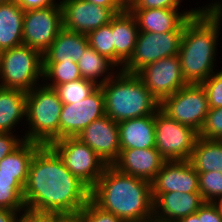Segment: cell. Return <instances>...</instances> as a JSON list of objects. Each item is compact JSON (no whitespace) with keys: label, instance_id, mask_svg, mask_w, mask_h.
Returning <instances> with one entry per match:
<instances>
[{"label":"cell","instance_id":"obj_39","mask_svg":"<svg viewBox=\"0 0 222 222\" xmlns=\"http://www.w3.org/2000/svg\"><path fill=\"white\" fill-rule=\"evenodd\" d=\"M201 222H222V215L216 210L211 202L204 204L196 211Z\"/></svg>","mask_w":222,"mask_h":222},{"label":"cell","instance_id":"obj_16","mask_svg":"<svg viewBox=\"0 0 222 222\" xmlns=\"http://www.w3.org/2000/svg\"><path fill=\"white\" fill-rule=\"evenodd\" d=\"M152 193H200L198 173L187 161H166L151 182Z\"/></svg>","mask_w":222,"mask_h":222},{"label":"cell","instance_id":"obj_40","mask_svg":"<svg viewBox=\"0 0 222 222\" xmlns=\"http://www.w3.org/2000/svg\"><path fill=\"white\" fill-rule=\"evenodd\" d=\"M15 2L26 11L48 7L54 3V0H15Z\"/></svg>","mask_w":222,"mask_h":222},{"label":"cell","instance_id":"obj_38","mask_svg":"<svg viewBox=\"0 0 222 222\" xmlns=\"http://www.w3.org/2000/svg\"><path fill=\"white\" fill-rule=\"evenodd\" d=\"M23 141V138L18 139L12 133L0 132V161L14 151Z\"/></svg>","mask_w":222,"mask_h":222},{"label":"cell","instance_id":"obj_24","mask_svg":"<svg viewBox=\"0 0 222 222\" xmlns=\"http://www.w3.org/2000/svg\"><path fill=\"white\" fill-rule=\"evenodd\" d=\"M41 145L24 140L14 151L0 161V174L15 175V179L25 187L30 163Z\"/></svg>","mask_w":222,"mask_h":222},{"label":"cell","instance_id":"obj_31","mask_svg":"<svg viewBox=\"0 0 222 222\" xmlns=\"http://www.w3.org/2000/svg\"><path fill=\"white\" fill-rule=\"evenodd\" d=\"M88 44L99 54L115 64V46L113 43L112 20L87 35Z\"/></svg>","mask_w":222,"mask_h":222},{"label":"cell","instance_id":"obj_28","mask_svg":"<svg viewBox=\"0 0 222 222\" xmlns=\"http://www.w3.org/2000/svg\"><path fill=\"white\" fill-rule=\"evenodd\" d=\"M0 209L24 211V187L15 175L0 174Z\"/></svg>","mask_w":222,"mask_h":222},{"label":"cell","instance_id":"obj_50","mask_svg":"<svg viewBox=\"0 0 222 222\" xmlns=\"http://www.w3.org/2000/svg\"><path fill=\"white\" fill-rule=\"evenodd\" d=\"M10 1H15V0H0V3H6V2H10Z\"/></svg>","mask_w":222,"mask_h":222},{"label":"cell","instance_id":"obj_14","mask_svg":"<svg viewBox=\"0 0 222 222\" xmlns=\"http://www.w3.org/2000/svg\"><path fill=\"white\" fill-rule=\"evenodd\" d=\"M105 115L104 95L98 86L89 96L74 104H63L60 115V139L77 137L94 120Z\"/></svg>","mask_w":222,"mask_h":222},{"label":"cell","instance_id":"obj_37","mask_svg":"<svg viewBox=\"0 0 222 222\" xmlns=\"http://www.w3.org/2000/svg\"><path fill=\"white\" fill-rule=\"evenodd\" d=\"M34 222H62L68 215L57 211H39L26 208L24 210Z\"/></svg>","mask_w":222,"mask_h":222},{"label":"cell","instance_id":"obj_44","mask_svg":"<svg viewBox=\"0 0 222 222\" xmlns=\"http://www.w3.org/2000/svg\"><path fill=\"white\" fill-rule=\"evenodd\" d=\"M218 200V201H217ZM212 205L222 215V195L211 201Z\"/></svg>","mask_w":222,"mask_h":222},{"label":"cell","instance_id":"obj_41","mask_svg":"<svg viewBox=\"0 0 222 222\" xmlns=\"http://www.w3.org/2000/svg\"><path fill=\"white\" fill-rule=\"evenodd\" d=\"M17 213H20V211L0 209V222H15Z\"/></svg>","mask_w":222,"mask_h":222},{"label":"cell","instance_id":"obj_23","mask_svg":"<svg viewBox=\"0 0 222 222\" xmlns=\"http://www.w3.org/2000/svg\"><path fill=\"white\" fill-rule=\"evenodd\" d=\"M24 12L15 1L0 3V52L23 44Z\"/></svg>","mask_w":222,"mask_h":222},{"label":"cell","instance_id":"obj_48","mask_svg":"<svg viewBox=\"0 0 222 222\" xmlns=\"http://www.w3.org/2000/svg\"><path fill=\"white\" fill-rule=\"evenodd\" d=\"M145 222H171V221H164V220H161V219H158V218L152 216L151 218H149Z\"/></svg>","mask_w":222,"mask_h":222},{"label":"cell","instance_id":"obj_25","mask_svg":"<svg viewBox=\"0 0 222 222\" xmlns=\"http://www.w3.org/2000/svg\"><path fill=\"white\" fill-rule=\"evenodd\" d=\"M26 116V92L0 87V132L11 133Z\"/></svg>","mask_w":222,"mask_h":222},{"label":"cell","instance_id":"obj_11","mask_svg":"<svg viewBox=\"0 0 222 222\" xmlns=\"http://www.w3.org/2000/svg\"><path fill=\"white\" fill-rule=\"evenodd\" d=\"M62 28L60 3H53L45 8L26 10L23 19V44L43 55Z\"/></svg>","mask_w":222,"mask_h":222},{"label":"cell","instance_id":"obj_13","mask_svg":"<svg viewBox=\"0 0 222 222\" xmlns=\"http://www.w3.org/2000/svg\"><path fill=\"white\" fill-rule=\"evenodd\" d=\"M60 4L63 28L85 35L107 25L123 11L122 8H105L86 0H62Z\"/></svg>","mask_w":222,"mask_h":222},{"label":"cell","instance_id":"obj_32","mask_svg":"<svg viewBox=\"0 0 222 222\" xmlns=\"http://www.w3.org/2000/svg\"><path fill=\"white\" fill-rule=\"evenodd\" d=\"M199 192L204 202H211L222 195V173L210 171L198 173Z\"/></svg>","mask_w":222,"mask_h":222},{"label":"cell","instance_id":"obj_19","mask_svg":"<svg viewBox=\"0 0 222 222\" xmlns=\"http://www.w3.org/2000/svg\"><path fill=\"white\" fill-rule=\"evenodd\" d=\"M179 9L129 10L134 16L140 32L166 33L175 31L187 18L193 17L200 9L177 12ZM180 13V15H179Z\"/></svg>","mask_w":222,"mask_h":222},{"label":"cell","instance_id":"obj_9","mask_svg":"<svg viewBox=\"0 0 222 222\" xmlns=\"http://www.w3.org/2000/svg\"><path fill=\"white\" fill-rule=\"evenodd\" d=\"M160 109L175 121L200 132L210 106L202 84H187L165 98Z\"/></svg>","mask_w":222,"mask_h":222},{"label":"cell","instance_id":"obj_47","mask_svg":"<svg viewBox=\"0 0 222 222\" xmlns=\"http://www.w3.org/2000/svg\"><path fill=\"white\" fill-rule=\"evenodd\" d=\"M136 0H122V9L128 10L131 5L135 3Z\"/></svg>","mask_w":222,"mask_h":222},{"label":"cell","instance_id":"obj_17","mask_svg":"<svg viewBox=\"0 0 222 222\" xmlns=\"http://www.w3.org/2000/svg\"><path fill=\"white\" fill-rule=\"evenodd\" d=\"M165 162L156 148H133L121 149L112 166L124 174L152 182Z\"/></svg>","mask_w":222,"mask_h":222},{"label":"cell","instance_id":"obj_30","mask_svg":"<svg viewBox=\"0 0 222 222\" xmlns=\"http://www.w3.org/2000/svg\"><path fill=\"white\" fill-rule=\"evenodd\" d=\"M97 87L98 85L94 82L81 78L57 85L54 89L57 91L63 104H74L85 99Z\"/></svg>","mask_w":222,"mask_h":222},{"label":"cell","instance_id":"obj_22","mask_svg":"<svg viewBox=\"0 0 222 222\" xmlns=\"http://www.w3.org/2000/svg\"><path fill=\"white\" fill-rule=\"evenodd\" d=\"M88 46V39L85 34L62 28L43 54V62L74 61L77 63Z\"/></svg>","mask_w":222,"mask_h":222},{"label":"cell","instance_id":"obj_45","mask_svg":"<svg viewBox=\"0 0 222 222\" xmlns=\"http://www.w3.org/2000/svg\"><path fill=\"white\" fill-rule=\"evenodd\" d=\"M22 214L21 216H19V219L18 217H16L15 219V222H34V220L24 211H22Z\"/></svg>","mask_w":222,"mask_h":222},{"label":"cell","instance_id":"obj_27","mask_svg":"<svg viewBox=\"0 0 222 222\" xmlns=\"http://www.w3.org/2000/svg\"><path fill=\"white\" fill-rule=\"evenodd\" d=\"M77 65L79 67L82 78L92 81L98 86H101L111 77H113L111 72L107 71L108 69L111 70V67H116V65L111 60L99 54L91 46H88L82 53L79 61L77 62ZM105 73L109 74L106 75ZM102 74H104L105 77H103V79H101L98 83L96 79L98 77L100 78V76H103Z\"/></svg>","mask_w":222,"mask_h":222},{"label":"cell","instance_id":"obj_12","mask_svg":"<svg viewBox=\"0 0 222 222\" xmlns=\"http://www.w3.org/2000/svg\"><path fill=\"white\" fill-rule=\"evenodd\" d=\"M136 75L159 103L188 84L182 75L177 55L148 64Z\"/></svg>","mask_w":222,"mask_h":222},{"label":"cell","instance_id":"obj_5","mask_svg":"<svg viewBox=\"0 0 222 222\" xmlns=\"http://www.w3.org/2000/svg\"><path fill=\"white\" fill-rule=\"evenodd\" d=\"M62 101L54 88L44 84L26 93V119L30 131L23 140L48 146L60 139Z\"/></svg>","mask_w":222,"mask_h":222},{"label":"cell","instance_id":"obj_18","mask_svg":"<svg viewBox=\"0 0 222 222\" xmlns=\"http://www.w3.org/2000/svg\"><path fill=\"white\" fill-rule=\"evenodd\" d=\"M152 197L153 216L171 222H177L181 218L196 213L204 204V200L200 193H181L175 191L152 193Z\"/></svg>","mask_w":222,"mask_h":222},{"label":"cell","instance_id":"obj_20","mask_svg":"<svg viewBox=\"0 0 222 222\" xmlns=\"http://www.w3.org/2000/svg\"><path fill=\"white\" fill-rule=\"evenodd\" d=\"M138 32L136 20L129 10H123L112 18L116 66L120 65L123 69L133 55Z\"/></svg>","mask_w":222,"mask_h":222},{"label":"cell","instance_id":"obj_49","mask_svg":"<svg viewBox=\"0 0 222 222\" xmlns=\"http://www.w3.org/2000/svg\"><path fill=\"white\" fill-rule=\"evenodd\" d=\"M122 8V0H114Z\"/></svg>","mask_w":222,"mask_h":222},{"label":"cell","instance_id":"obj_26","mask_svg":"<svg viewBox=\"0 0 222 222\" xmlns=\"http://www.w3.org/2000/svg\"><path fill=\"white\" fill-rule=\"evenodd\" d=\"M189 161L197 173L210 171L222 173V140L199 137Z\"/></svg>","mask_w":222,"mask_h":222},{"label":"cell","instance_id":"obj_4","mask_svg":"<svg viewBox=\"0 0 222 222\" xmlns=\"http://www.w3.org/2000/svg\"><path fill=\"white\" fill-rule=\"evenodd\" d=\"M115 76L100 86L104 95L105 115L112 120L119 123L154 115L160 108V103L136 74L120 69Z\"/></svg>","mask_w":222,"mask_h":222},{"label":"cell","instance_id":"obj_8","mask_svg":"<svg viewBox=\"0 0 222 222\" xmlns=\"http://www.w3.org/2000/svg\"><path fill=\"white\" fill-rule=\"evenodd\" d=\"M66 168L90 190L107 166L101 158L78 137H64L49 145Z\"/></svg>","mask_w":222,"mask_h":222},{"label":"cell","instance_id":"obj_33","mask_svg":"<svg viewBox=\"0 0 222 222\" xmlns=\"http://www.w3.org/2000/svg\"><path fill=\"white\" fill-rule=\"evenodd\" d=\"M199 137L210 140H222V107L210 108Z\"/></svg>","mask_w":222,"mask_h":222},{"label":"cell","instance_id":"obj_15","mask_svg":"<svg viewBox=\"0 0 222 222\" xmlns=\"http://www.w3.org/2000/svg\"><path fill=\"white\" fill-rule=\"evenodd\" d=\"M77 137L106 165H112L118 159L121 150L118 123L107 115L94 120Z\"/></svg>","mask_w":222,"mask_h":222},{"label":"cell","instance_id":"obj_21","mask_svg":"<svg viewBox=\"0 0 222 222\" xmlns=\"http://www.w3.org/2000/svg\"><path fill=\"white\" fill-rule=\"evenodd\" d=\"M118 129L121 149L155 148L154 115L121 121Z\"/></svg>","mask_w":222,"mask_h":222},{"label":"cell","instance_id":"obj_46","mask_svg":"<svg viewBox=\"0 0 222 222\" xmlns=\"http://www.w3.org/2000/svg\"><path fill=\"white\" fill-rule=\"evenodd\" d=\"M62 222H81L78 215H68Z\"/></svg>","mask_w":222,"mask_h":222},{"label":"cell","instance_id":"obj_29","mask_svg":"<svg viewBox=\"0 0 222 222\" xmlns=\"http://www.w3.org/2000/svg\"><path fill=\"white\" fill-rule=\"evenodd\" d=\"M43 78H46L51 83L46 86L55 88L74 80L82 78L79 67L74 61H61V62H43Z\"/></svg>","mask_w":222,"mask_h":222},{"label":"cell","instance_id":"obj_43","mask_svg":"<svg viewBox=\"0 0 222 222\" xmlns=\"http://www.w3.org/2000/svg\"><path fill=\"white\" fill-rule=\"evenodd\" d=\"M177 222H201V219H199L197 213H193L188 215L187 217L181 218Z\"/></svg>","mask_w":222,"mask_h":222},{"label":"cell","instance_id":"obj_1","mask_svg":"<svg viewBox=\"0 0 222 222\" xmlns=\"http://www.w3.org/2000/svg\"><path fill=\"white\" fill-rule=\"evenodd\" d=\"M90 191L49 145L36 150L24 187L26 208L77 215L90 200Z\"/></svg>","mask_w":222,"mask_h":222},{"label":"cell","instance_id":"obj_35","mask_svg":"<svg viewBox=\"0 0 222 222\" xmlns=\"http://www.w3.org/2000/svg\"><path fill=\"white\" fill-rule=\"evenodd\" d=\"M201 84L206 91L210 108L222 107V70L211 74Z\"/></svg>","mask_w":222,"mask_h":222},{"label":"cell","instance_id":"obj_7","mask_svg":"<svg viewBox=\"0 0 222 222\" xmlns=\"http://www.w3.org/2000/svg\"><path fill=\"white\" fill-rule=\"evenodd\" d=\"M155 148L166 161H187L199 138L194 128L170 118L160 108L154 114Z\"/></svg>","mask_w":222,"mask_h":222},{"label":"cell","instance_id":"obj_34","mask_svg":"<svg viewBox=\"0 0 222 222\" xmlns=\"http://www.w3.org/2000/svg\"><path fill=\"white\" fill-rule=\"evenodd\" d=\"M77 215L81 222H124L114 214L102 210L91 199Z\"/></svg>","mask_w":222,"mask_h":222},{"label":"cell","instance_id":"obj_10","mask_svg":"<svg viewBox=\"0 0 222 222\" xmlns=\"http://www.w3.org/2000/svg\"><path fill=\"white\" fill-rule=\"evenodd\" d=\"M185 21L173 32H138L133 55L121 69L136 74L148 64L161 58L178 55Z\"/></svg>","mask_w":222,"mask_h":222},{"label":"cell","instance_id":"obj_42","mask_svg":"<svg viewBox=\"0 0 222 222\" xmlns=\"http://www.w3.org/2000/svg\"><path fill=\"white\" fill-rule=\"evenodd\" d=\"M86 1L105 8H121L114 0H86Z\"/></svg>","mask_w":222,"mask_h":222},{"label":"cell","instance_id":"obj_6","mask_svg":"<svg viewBox=\"0 0 222 222\" xmlns=\"http://www.w3.org/2000/svg\"><path fill=\"white\" fill-rule=\"evenodd\" d=\"M0 87L28 92L43 77V55L27 45L0 52Z\"/></svg>","mask_w":222,"mask_h":222},{"label":"cell","instance_id":"obj_2","mask_svg":"<svg viewBox=\"0 0 222 222\" xmlns=\"http://www.w3.org/2000/svg\"><path fill=\"white\" fill-rule=\"evenodd\" d=\"M222 4L211 3L185 20L178 57L188 84H201L213 74Z\"/></svg>","mask_w":222,"mask_h":222},{"label":"cell","instance_id":"obj_3","mask_svg":"<svg viewBox=\"0 0 222 222\" xmlns=\"http://www.w3.org/2000/svg\"><path fill=\"white\" fill-rule=\"evenodd\" d=\"M90 199L124 222H145L153 216L151 182L124 174L112 165L105 167Z\"/></svg>","mask_w":222,"mask_h":222},{"label":"cell","instance_id":"obj_36","mask_svg":"<svg viewBox=\"0 0 222 222\" xmlns=\"http://www.w3.org/2000/svg\"><path fill=\"white\" fill-rule=\"evenodd\" d=\"M180 0H136L128 10H144V9H178Z\"/></svg>","mask_w":222,"mask_h":222}]
</instances>
